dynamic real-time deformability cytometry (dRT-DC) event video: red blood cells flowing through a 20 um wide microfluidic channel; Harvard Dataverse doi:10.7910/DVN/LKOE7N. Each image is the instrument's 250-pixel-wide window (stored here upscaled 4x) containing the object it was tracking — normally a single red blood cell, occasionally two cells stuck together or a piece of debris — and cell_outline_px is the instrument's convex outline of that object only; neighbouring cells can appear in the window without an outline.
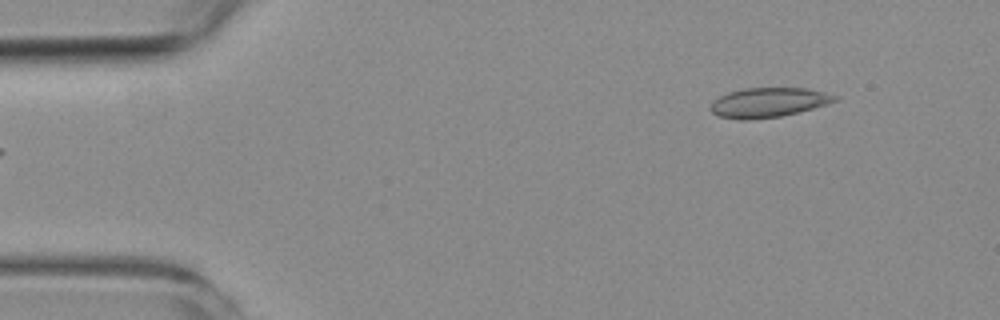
{"species": "common noctule bat (a hibernating species)", "species_latin": "Nyctalus noctula", "temperature_condition": "room temperature", "stored_images_in_passage": 5, "segment_of_instrument_passage": [2, 2], "camera_frame_rate_fps": 3000, "um_per_image_px": 0.085, "animal": {"sex": "female", "body_mass_g": 19.3, "forearm_length_mm": 54.1}, "frame": {"image": 1, "passage_image": 5, "time_ms": 6.0, "image_size_px": [1000, 320], "cell_outline_px": [[840, 100], [828, 104], [780, 116], [748, 120], [740, 120], [720, 116], [712, 112], [708, 108], [712, 100], [728, 92], [744, 88], [808, 88], [840, 96]], "centroid_in_image_um": [65.31, 8.7], "position_along_channel_um": 19.7, "area_um2": 21.56}}